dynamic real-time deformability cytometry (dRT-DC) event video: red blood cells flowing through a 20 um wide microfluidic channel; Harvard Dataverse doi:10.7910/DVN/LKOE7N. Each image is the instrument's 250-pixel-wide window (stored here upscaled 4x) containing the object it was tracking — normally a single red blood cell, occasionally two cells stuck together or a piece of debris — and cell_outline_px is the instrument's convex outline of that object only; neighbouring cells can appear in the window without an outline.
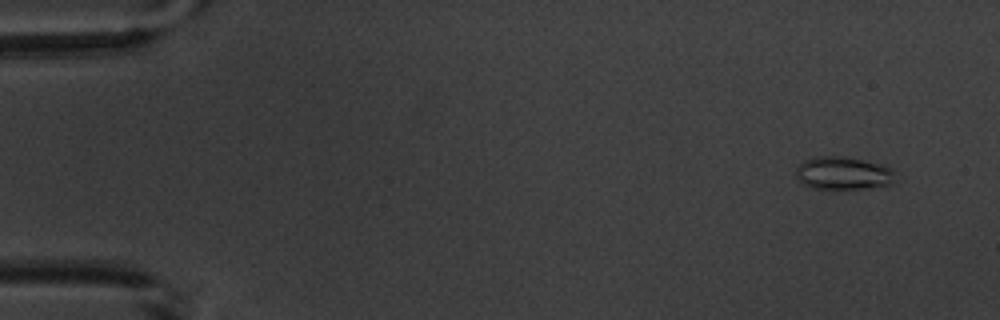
{"species": "common noctule bat (a hibernating species)", "species_latin": "Nyctalus noctula", "temperature_condition": "warm", "stored_images_in_passage": 6, "camera_frame_rate_fps": 3000, "um_per_image_px": 0.085, "animal": {"sex": "male", "body_mass_g": 20.1, "forearm_length_mm": 53.5}, "frame": {"image": 1, "passage_image": 1, "time_ms": 0.0, "image_size_px": [1000, 320], "cell_outline_px": [[892, 184], [864, 188], [812, 188], [800, 184], [796, 180], [796, 168], [804, 160], [816, 156], [844, 156], [864, 160], [892, 168]], "centroid_in_image_um": [71.58, 14.71], "position_along_channel_um": 13.4, "area_um2": 18.9}}
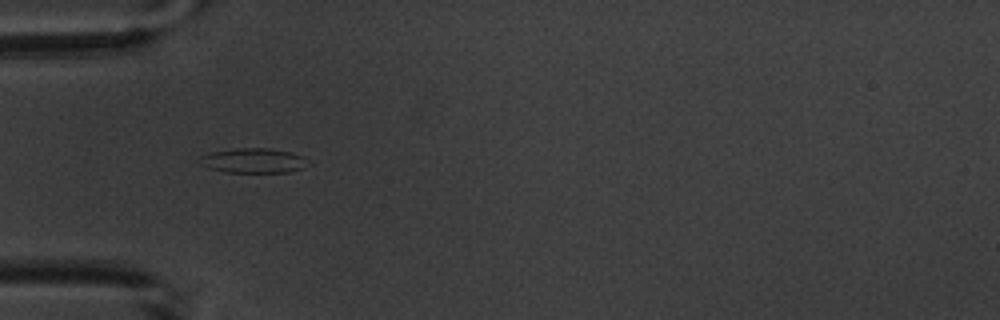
{"frame": {"image": 2, "passage_image": 5, "time_ms": 4.667, "image_size_px": [1000, 320], "cell_outline_px": [[312, 164], [304, 168], [288, 172], [224, 172], [208, 168], [196, 160], [200, 156], [212, 152], [236, 148], [268, 148], [292, 152], [304, 156]], "centroid_in_image_um": [21.58, 13.65], "position_along_channel_um": 63.4, "area_um2": 15.9}}
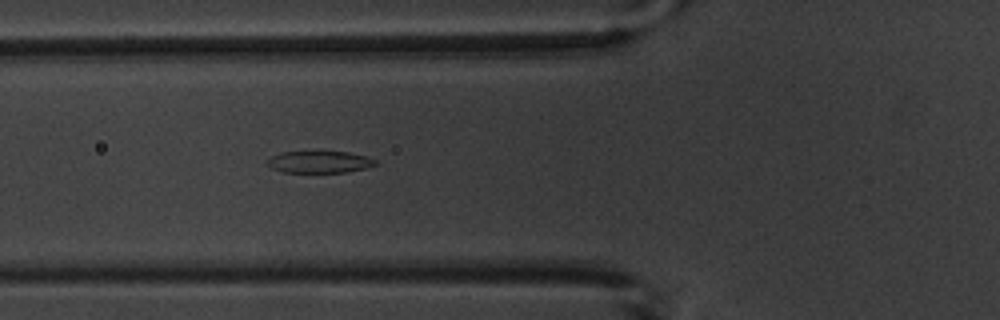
{"frame": {"image": 3, "passage_image": 6, "time_ms": 5.667, "image_size_px": [1000, 320], "cell_outline_px": [[380, 164], [368, 168], [344, 172], [284, 172], [272, 168], [268, 164], [268, 160], [272, 156], [284, 152], [348, 152], [364, 156], [376, 160]], "centroid_in_image_um": [27.22, 13.77], "position_along_channel_um": 98.6, "area_um2": 13.58}}